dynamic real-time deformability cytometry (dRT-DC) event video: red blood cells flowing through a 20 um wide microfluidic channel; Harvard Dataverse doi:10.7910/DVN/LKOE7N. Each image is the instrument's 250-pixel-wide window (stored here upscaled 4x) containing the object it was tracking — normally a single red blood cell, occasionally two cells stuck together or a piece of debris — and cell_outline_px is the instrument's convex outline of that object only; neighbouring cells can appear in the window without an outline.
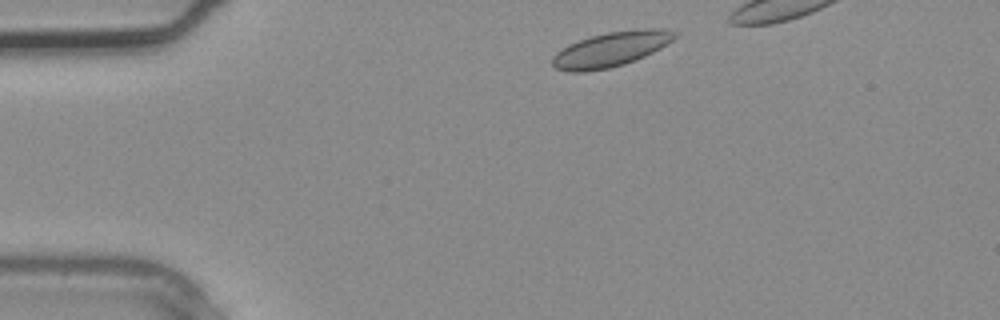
{"species": "common noctule bat (a hibernating species)", "species_latin": "Nyctalus noctula", "temperature_condition": "warm", "stored_images_in_passage": 3, "camera_frame_rate_fps": 3000, "um_per_image_px": 0.085, "animal": {"sex": "male", "body_mass_g": 20.4}, "frame": {"image": 1, "passage_image": 1, "time_ms": 0.0, "image_size_px": [1000, 320], "cell_outline_px": [[676, 36], [672, 40], [660, 48], [644, 56], [624, 64], [608, 68], [584, 72], [568, 72], [556, 68], [552, 64], [552, 56], [556, 52], [568, 44], [592, 36], [608, 32], [640, 28], [660, 28], [676, 32]], "centroid_in_image_um": [51.9, 4.19], "position_along_channel_um": 33.1, "area_um2": 24.62}}